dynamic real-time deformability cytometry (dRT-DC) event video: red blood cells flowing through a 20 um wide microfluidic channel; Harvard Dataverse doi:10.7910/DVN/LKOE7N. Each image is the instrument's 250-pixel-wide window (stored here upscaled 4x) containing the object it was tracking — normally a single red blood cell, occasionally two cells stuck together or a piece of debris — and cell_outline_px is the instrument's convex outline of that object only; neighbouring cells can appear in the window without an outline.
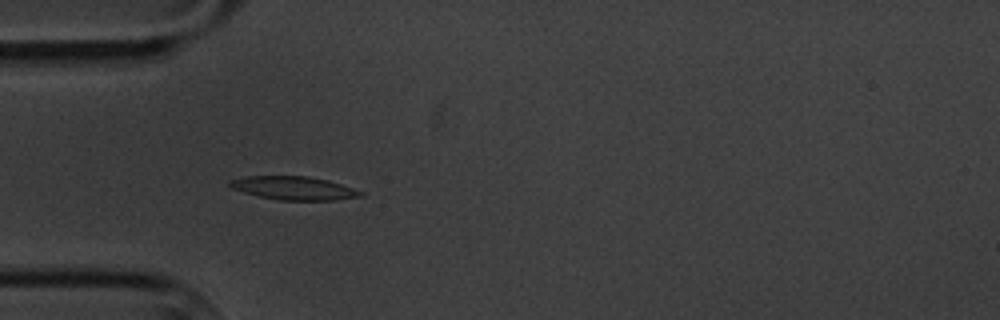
{"species": "common noctule bat (a hibernating species)", "species_latin": "Nyctalus noctula", "temperature_condition": "cold", "stored_images_in_passage": 7, "camera_frame_rate_fps": 3000, "um_per_image_px": 0.085, "animal": {"sex": "male", "body_mass_g": 20.1, "forearm_length_mm": 53.5}, "frame": {"image": 1, "passage_image": 5, "time_ms": 4.667, "image_size_px": [1000, 320], "cell_outline_px": [[364, 196], [332, 200], [280, 200], [260, 196], [244, 192], [232, 188], [228, 184], [228, 180], [244, 176], [308, 176], [328, 180], [364, 192]], "centroid_in_image_um": [24.96, 15.98], "position_along_channel_um": 60.0, "area_um2": 17.74}}
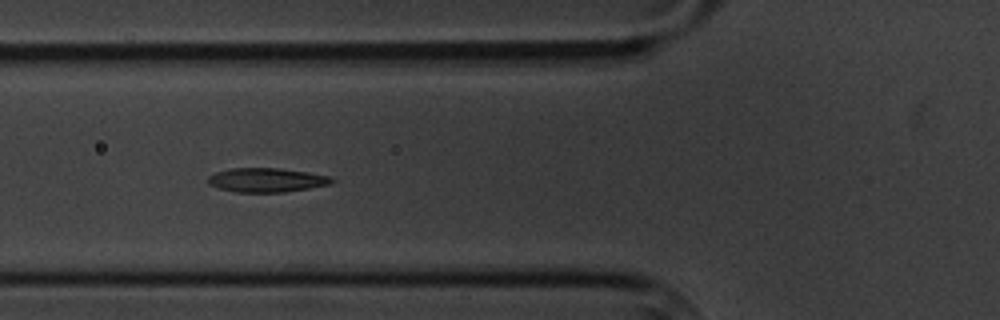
{"frame": {"image": 2, "passage_image": 6, "time_ms": 6.0, "image_size_px": [1000, 320], "cell_outline_px": [[336, 180], [332, 184], [284, 192], [236, 192], [220, 188], [208, 184], [208, 176], [216, 172], [232, 168], [280, 168], [308, 172], [328, 176]], "centroid_in_image_um": [22.67, 15.3], "position_along_channel_um": 103.1, "area_um2": 17.34}}
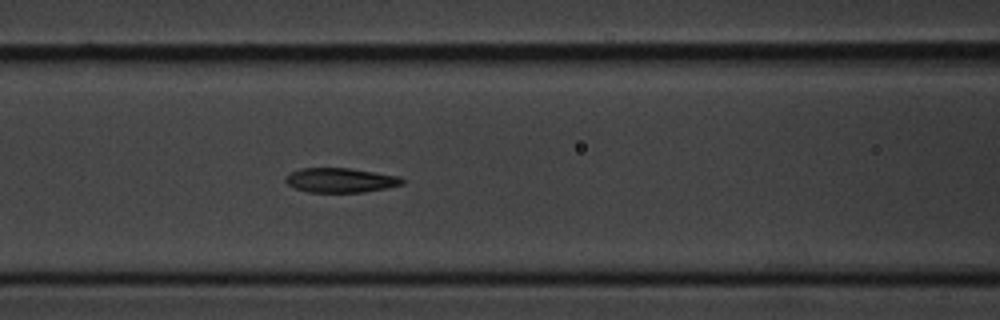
{"frame": {"image": 3, "passage_image": 7, "time_ms": 7.0, "image_size_px": [1000, 320], "cell_outline_px": [[404, 184], [364, 192], [308, 192], [296, 188], [288, 184], [284, 180], [284, 176], [300, 168], [348, 168], [396, 176], [404, 180]], "centroid_in_image_um": [28.89, 15.32], "position_along_channel_um": 137.7, "area_um2": 16.42}}